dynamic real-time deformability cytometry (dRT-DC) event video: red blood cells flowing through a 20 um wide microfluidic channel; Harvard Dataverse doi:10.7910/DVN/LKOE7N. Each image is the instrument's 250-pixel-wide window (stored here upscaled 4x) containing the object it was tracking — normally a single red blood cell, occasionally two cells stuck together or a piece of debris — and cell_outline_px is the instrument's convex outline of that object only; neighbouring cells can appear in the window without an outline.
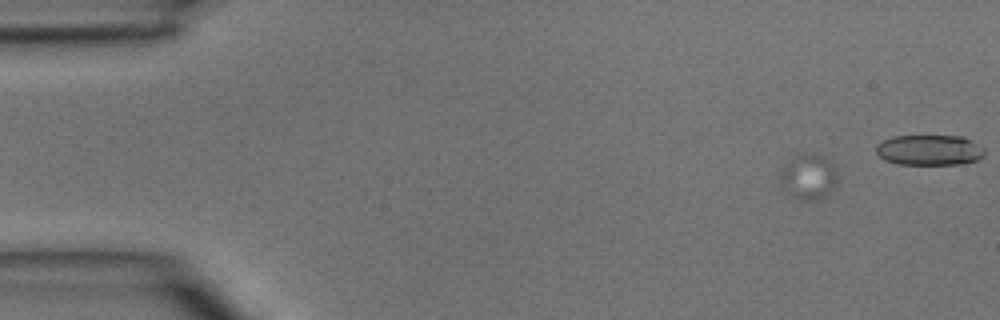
{"species": "common noctule bat (a hibernating species)", "species_latin": "Nyctalus noctula", "temperature_condition": "room temperature", "stored_images_in_passage": 4, "camera_frame_rate_fps": 3000, "um_per_image_px": 0.085, "animal": {"sex": "male", "body_mass_g": 15.6}, "frame": {"image": 1, "passage_image": 1, "time_ms": 0.0, "image_size_px": [1000, 320], "cell_outline_px": [[836, 184], [820, 200], [804, 200], [792, 196], [784, 188], [780, 176], [780, 172], [796, 156], [804, 152], [812, 152], [824, 156], [836, 168]], "centroid_in_image_um": [68.76, 15.01], "position_along_channel_um": 16.2, "area_um2": 14.8}}
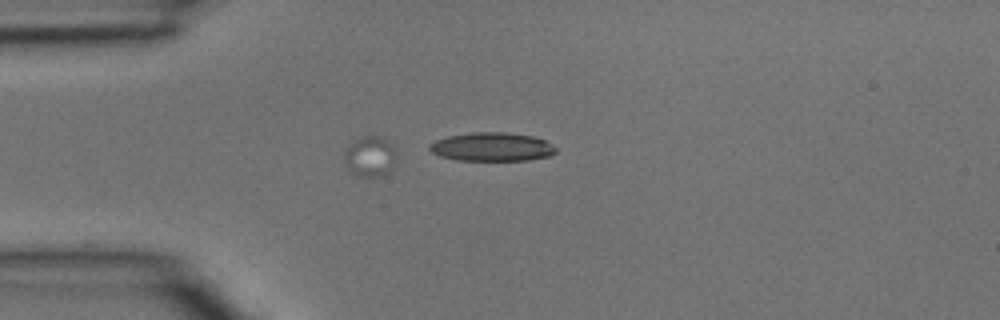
{"frame": {"image": 2, "passage_image": 4, "time_ms": 1.0, "image_size_px": [1000, 320], "cell_outline_px": [[396, 160], [392, 168], [384, 176], [360, 176], [352, 172], [348, 168], [344, 160], [344, 148], [352, 140], [360, 136], [384, 136], [392, 144], [396, 152]], "centroid_in_image_um": [31.45, 13.26], "position_along_channel_um": 53.5, "area_um2": 12.66}}